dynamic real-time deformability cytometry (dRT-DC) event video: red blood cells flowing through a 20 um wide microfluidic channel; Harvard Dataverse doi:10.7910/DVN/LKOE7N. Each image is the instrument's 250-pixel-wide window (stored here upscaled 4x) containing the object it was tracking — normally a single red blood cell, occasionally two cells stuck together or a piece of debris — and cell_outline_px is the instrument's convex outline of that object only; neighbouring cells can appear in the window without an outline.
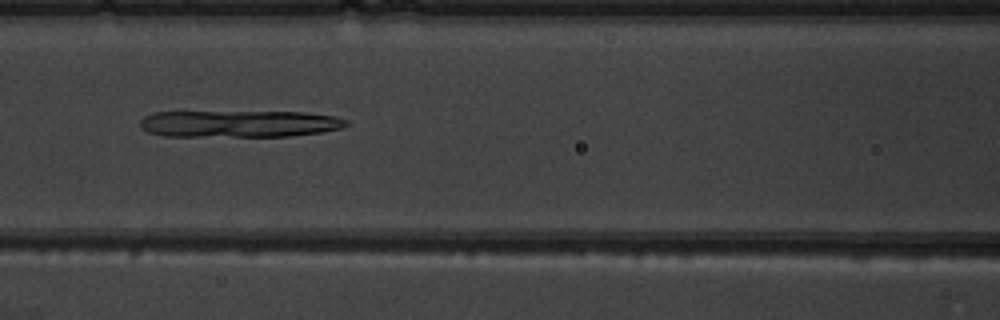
{"species": "common noctule bat (a hibernating species)", "species_latin": "Nyctalus noctula", "temperature_condition": "warm", "stored_images_in_passage": 8, "camera_frame_rate_fps": 3000, "um_per_image_px": 0.085, "animal": {"sex": "male", "body_mass_g": 19.5, "forearm_length_mm": 54.6}, "frame": {"image": 1, "passage_image": 6, "time_ms": 6.667, "image_size_px": [1000, 320], "cell_outline_px": [[348, 124], [340, 128], [320, 132], [292, 136], [164, 136], [148, 132], [140, 128], [140, 120], [144, 116], [156, 112], [304, 112], [336, 116], [348, 120]], "centroid_in_image_um": [20.32, 10.52], "position_along_channel_um": 146.3, "area_um2": 32.31}}
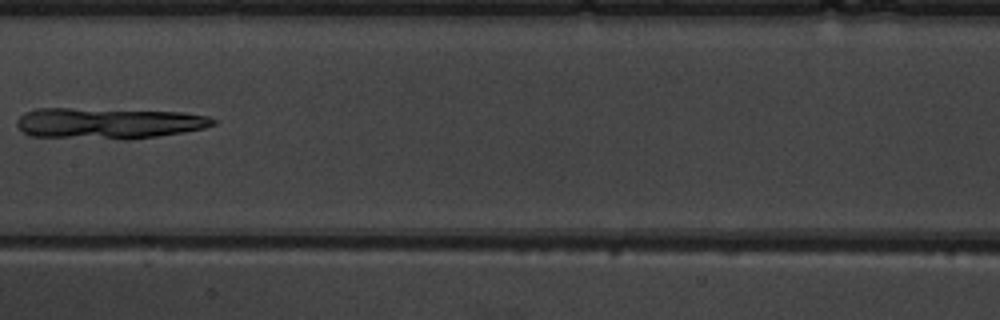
{"frame": {"image": 2, "passage_image": 7, "time_ms": 8.0, "image_size_px": [1000, 320], "cell_outline_px": [[216, 124], [204, 128], [184, 132], [128, 140], [124, 140], [32, 136], [24, 132], [16, 124], [16, 120], [24, 112], [36, 108], [68, 108], [184, 112], [208, 116], [216, 120]], "centroid_in_image_um": [9.22, 10.48], "position_along_channel_um": 198.2, "area_um2": 35.66}}
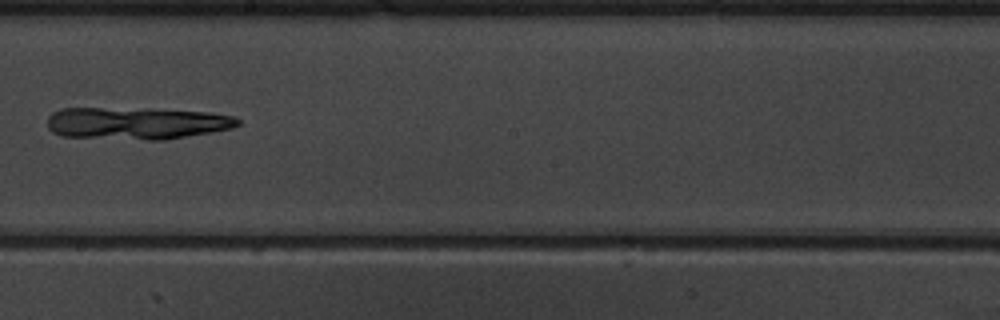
{"frame": {"image": 3, "passage_image": 8, "time_ms": 9.0, "image_size_px": [1000, 320], "cell_outline_px": [[240, 124], [232, 128], [212, 132], [164, 140], [148, 140], [60, 136], [52, 132], [48, 128], [48, 116], [52, 112], [60, 108], [148, 108], [208, 112], [232, 116], [240, 120]], "centroid_in_image_um": [11.58, 10.47], "position_along_channel_um": 236.6, "area_um2": 36.07}}